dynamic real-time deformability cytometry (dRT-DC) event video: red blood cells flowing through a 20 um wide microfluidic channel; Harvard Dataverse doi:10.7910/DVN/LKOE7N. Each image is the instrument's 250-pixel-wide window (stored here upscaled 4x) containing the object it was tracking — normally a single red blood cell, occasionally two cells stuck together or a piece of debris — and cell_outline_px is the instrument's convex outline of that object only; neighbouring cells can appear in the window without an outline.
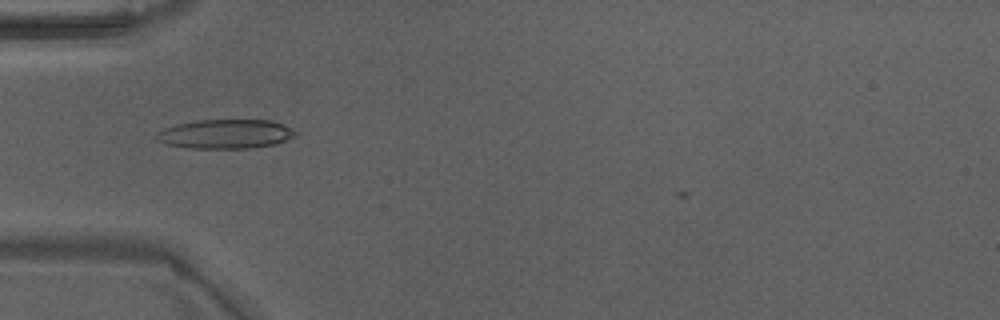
{"species": "Egyptian fruit bat (a non-hibernating species)", "species_latin": "Rousettus aegyptiacus", "temperature_condition": "warm", "stored_images_in_passage": 36, "camera_frame_rate_fps": 3000, "um_per_image_px": 0.085, "animal": {"sex": "male"}, "frame": {"image": 1, "passage_image": 4, "time_ms": 1.0, "image_size_px": [1000, 320], "cell_outline_px": [[300, 132], [276, 144], [248, 148], [188, 148], [164, 144], [156, 140], [156, 132], [164, 128], [176, 124], [200, 120], [272, 120], [292, 128]], "centroid_in_image_um": [19.14, 11.39], "position_along_channel_um": 65.9, "area_um2": 23.7}}
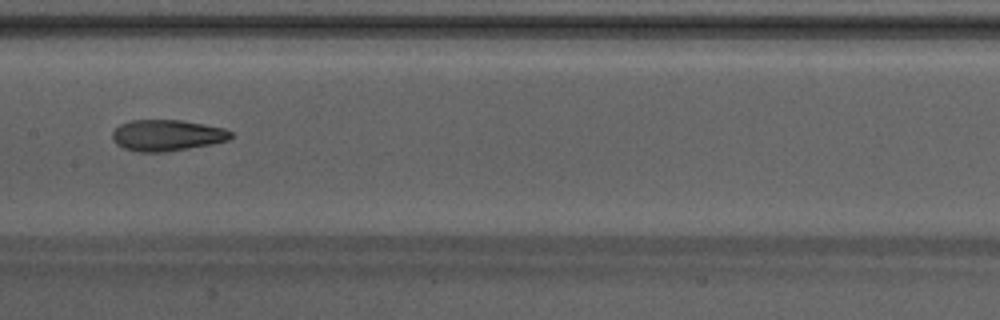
{"frame": {"image": 2, "passage_image": 13, "time_ms": 4.0, "image_size_px": [1000, 320], "cell_outline_px": [[232, 136], [228, 140], [212, 144], [164, 152], [140, 152], [124, 148], [116, 144], [112, 140], [112, 132], [120, 124], [132, 120], [180, 120], [224, 128], [232, 132]], "centroid_in_image_um": [14.17, 11.5], "position_along_channel_um": 193.2, "area_um2": 21.44}}
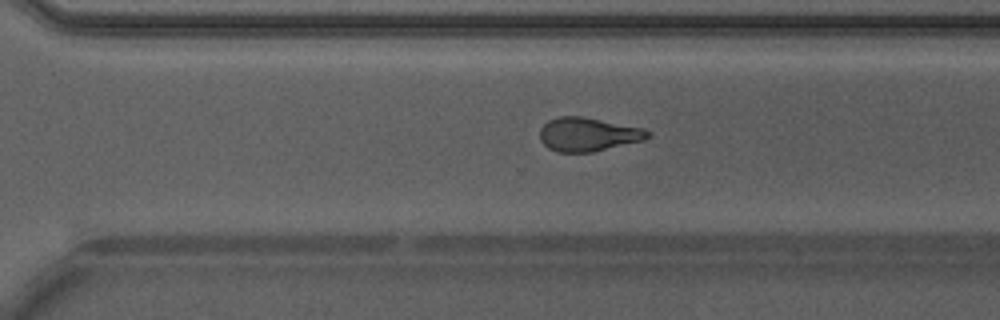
{"frame": {"image": 3, "passage_image": 22, "time_ms": 7.0, "image_size_px": [1000, 320], "cell_outline_px": [[652, 136], [644, 140], [592, 152], [556, 152], [548, 148], [540, 140], [540, 128], [548, 120], [560, 116], [580, 116], [644, 128], [652, 132]], "centroid_in_image_um": [50.0, 11.42], "position_along_channel_um": 320.6, "area_um2": 21.27}, "authors_computed_cell_mechanics": {"area_um2": 21.4438, "velocity_mm_per_s": 4.2598, "shape_relaxation_time_tau1_ms": 11.3224, "shape_relaxation_time_tau2_ms": 2.834, "deformation_change_tau1": 0.2894, "deformation_change_tau2": 0.1164}}